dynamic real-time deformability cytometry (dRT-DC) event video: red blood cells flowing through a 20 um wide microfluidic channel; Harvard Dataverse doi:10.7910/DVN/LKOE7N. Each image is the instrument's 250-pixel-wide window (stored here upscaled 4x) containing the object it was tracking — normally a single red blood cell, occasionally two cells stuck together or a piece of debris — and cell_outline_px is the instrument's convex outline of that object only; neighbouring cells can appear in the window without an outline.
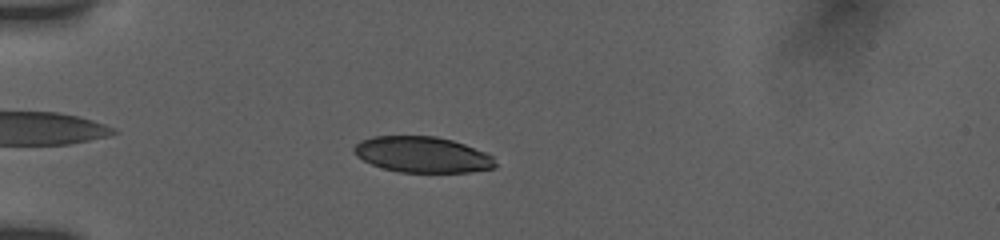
{"species": "human", "species_latin": "Homo sapiens", "temperature_condition": "room temperature", "stored_images_in_passage": 46, "camera_frame_rate_fps": 3000, "um_per_image_px": 0.085, "donor": {"sex": "female"}, "frame": {"image": 1, "passage_image": 8, "time_ms": 2.333, "image_size_px": [1000, 240], "cell_outline_px": [[496, 168], [472, 172], [400, 172], [384, 168], [372, 164], [356, 156], [352, 152], [352, 148], [360, 140], [372, 136], [436, 136], [452, 140], [464, 144], [484, 152], [492, 156], [496, 164]], "centroid_in_image_um": [35.88, 13.14], "position_along_channel_um": 49.1, "area_um2": 29.59}}
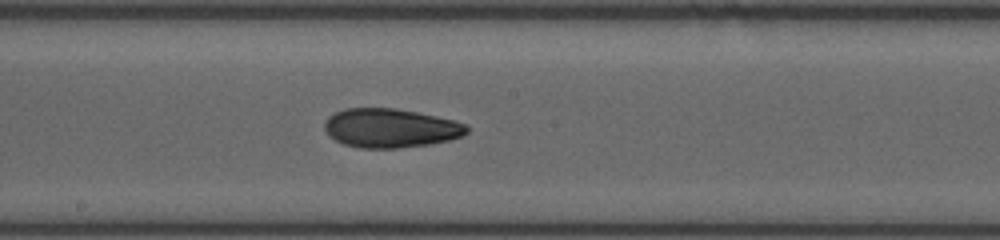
{"frame": {"image": 2, "passage_image": 23, "time_ms": 7.333, "image_size_px": [1000, 240], "cell_outline_px": [[468, 132], [464, 136], [448, 140], [428, 144], [400, 148], [360, 148], [344, 144], [336, 140], [324, 128], [324, 124], [328, 116], [344, 108], [396, 108], [436, 116], [468, 124]], "centroid_in_image_um": [33.21, 10.88], "position_along_channel_um": 215.0, "area_um2": 32.25}}
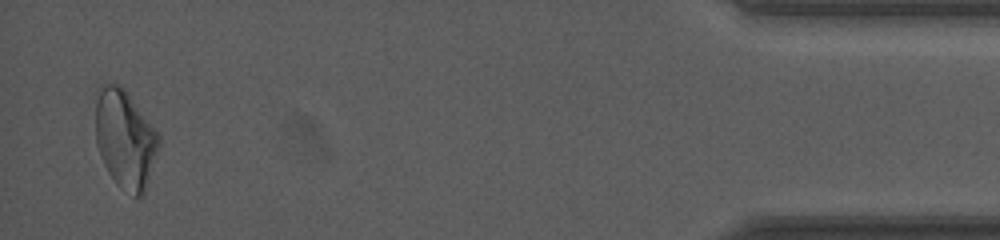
{"frame": {"image": 3, "passage_image": 45, "time_ms": 14.667, "image_size_px": [1000, 240], "cell_outline_px": [[160, 144], [144, 196], [136, 196], [120, 188], [116, 184], [108, 172], [104, 164], [96, 144], [96, 88], [100, 84], [120, 84], [124, 88], [160, 136]], "centroid_in_image_um": [10.62, 11.82], "position_along_channel_um": 424.6, "area_um2": 36.36}, "authors_computed_cell_mechanics": {"area_um2": 32.2235, "velocity_mm_per_s": 3.8424, "shape_relaxation_time_tau1_ms": 8.557, "shape_relaxation_time_tau2_ms": 5.2561, "deformation_change_tau1": 0.1864, "deformation_change_tau2": 0.114}}